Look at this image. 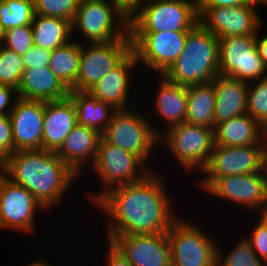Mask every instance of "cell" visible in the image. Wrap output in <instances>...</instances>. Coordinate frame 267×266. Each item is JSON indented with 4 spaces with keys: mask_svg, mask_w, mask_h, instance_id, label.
I'll list each match as a JSON object with an SVG mask.
<instances>
[{
    "mask_svg": "<svg viewBox=\"0 0 267 266\" xmlns=\"http://www.w3.org/2000/svg\"><path fill=\"white\" fill-rule=\"evenodd\" d=\"M154 170L142 180L104 193L93 205L105 215L106 241L116 236L167 233L178 219L175 201Z\"/></svg>",
    "mask_w": 267,
    "mask_h": 266,
    "instance_id": "obj_1",
    "label": "cell"
},
{
    "mask_svg": "<svg viewBox=\"0 0 267 266\" xmlns=\"http://www.w3.org/2000/svg\"><path fill=\"white\" fill-rule=\"evenodd\" d=\"M0 170L32 193L47 212L63 202L78 178L54 151L45 149L15 151L0 165Z\"/></svg>",
    "mask_w": 267,
    "mask_h": 266,
    "instance_id": "obj_2",
    "label": "cell"
},
{
    "mask_svg": "<svg viewBox=\"0 0 267 266\" xmlns=\"http://www.w3.org/2000/svg\"><path fill=\"white\" fill-rule=\"evenodd\" d=\"M219 41L199 23L188 33L184 50L163 74L182 86L212 83L219 69Z\"/></svg>",
    "mask_w": 267,
    "mask_h": 266,
    "instance_id": "obj_3",
    "label": "cell"
},
{
    "mask_svg": "<svg viewBox=\"0 0 267 266\" xmlns=\"http://www.w3.org/2000/svg\"><path fill=\"white\" fill-rule=\"evenodd\" d=\"M133 109L117 110L102 133V138L109 144L137 155L153 170L154 168H151L149 163L151 161L149 156L157 150L160 144L161 131L159 129L161 128L154 127L151 118L148 119L147 115L144 116L138 110Z\"/></svg>",
    "mask_w": 267,
    "mask_h": 266,
    "instance_id": "obj_4",
    "label": "cell"
},
{
    "mask_svg": "<svg viewBox=\"0 0 267 266\" xmlns=\"http://www.w3.org/2000/svg\"><path fill=\"white\" fill-rule=\"evenodd\" d=\"M198 23V0H147L129 32H190Z\"/></svg>",
    "mask_w": 267,
    "mask_h": 266,
    "instance_id": "obj_5",
    "label": "cell"
},
{
    "mask_svg": "<svg viewBox=\"0 0 267 266\" xmlns=\"http://www.w3.org/2000/svg\"><path fill=\"white\" fill-rule=\"evenodd\" d=\"M103 184L100 192H88L94 204L112 188L142 180L152 170L135 154L101 138L94 164L90 167ZM91 193V194H90Z\"/></svg>",
    "mask_w": 267,
    "mask_h": 266,
    "instance_id": "obj_6",
    "label": "cell"
},
{
    "mask_svg": "<svg viewBox=\"0 0 267 266\" xmlns=\"http://www.w3.org/2000/svg\"><path fill=\"white\" fill-rule=\"evenodd\" d=\"M77 30L86 44L110 42L129 34V21L109 0H80L72 34Z\"/></svg>",
    "mask_w": 267,
    "mask_h": 266,
    "instance_id": "obj_7",
    "label": "cell"
},
{
    "mask_svg": "<svg viewBox=\"0 0 267 266\" xmlns=\"http://www.w3.org/2000/svg\"><path fill=\"white\" fill-rule=\"evenodd\" d=\"M159 143L172 152L187 174L196 169L201 172L215 146L214 129L183 122L164 132Z\"/></svg>",
    "mask_w": 267,
    "mask_h": 266,
    "instance_id": "obj_8",
    "label": "cell"
},
{
    "mask_svg": "<svg viewBox=\"0 0 267 266\" xmlns=\"http://www.w3.org/2000/svg\"><path fill=\"white\" fill-rule=\"evenodd\" d=\"M172 266H216V240L193 221L178 218L167 232Z\"/></svg>",
    "mask_w": 267,
    "mask_h": 266,
    "instance_id": "obj_9",
    "label": "cell"
},
{
    "mask_svg": "<svg viewBox=\"0 0 267 266\" xmlns=\"http://www.w3.org/2000/svg\"><path fill=\"white\" fill-rule=\"evenodd\" d=\"M198 188L217 199L257 211L267 202L266 171L224 177H202Z\"/></svg>",
    "mask_w": 267,
    "mask_h": 266,
    "instance_id": "obj_10",
    "label": "cell"
},
{
    "mask_svg": "<svg viewBox=\"0 0 267 266\" xmlns=\"http://www.w3.org/2000/svg\"><path fill=\"white\" fill-rule=\"evenodd\" d=\"M87 44L89 46L81 42L80 66L74 91H88L132 51L130 33L122 39Z\"/></svg>",
    "mask_w": 267,
    "mask_h": 266,
    "instance_id": "obj_11",
    "label": "cell"
},
{
    "mask_svg": "<svg viewBox=\"0 0 267 266\" xmlns=\"http://www.w3.org/2000/svg\"><path fill=\"white\" fill-rule=\"evenodd\" d=\"M218 41L220 75L248 83L267 76L256 36L221 37Z\"/></svg>",
    "mask_w": 267,
    "mask_h": 266,
    "instance_id": "obj_12",
    "label": "cell"
},
{
    "mask_svg": "<svg viewBox=\"0 0 267 266\" xmlns=\"http://www.w3.org/2000/svg\"><path fill=\"white\" fill-rule=\"evenodd\" d=\"M138 64L163 75L184 50L189 32H129ZM150 67V68H149Z\"/></svg>",
    "mask_w": 267,
    "mask_h": 266,
    "instance_id": "obj_13",
    "label": "cell"
},
{
    "mask_svg": "<svg viewBox=\"0 0 267 266\" xmlns=\"http://www.w3.org/2000/svg\"><path fill=\"white\" fill-rule=\"evenodd\" d=\"M41 210L47 211L32 193L0 171V229L33 233Z\"/></svg>",
    "mask_w": 267,
    "mask_h": 266,
    "instance_id": "obj_14",
    "label": "cell"
},
{
    "mask_svg": "<svg viewBox=\"0 0 267 266\" xmlns=\"http://www.w3.org/2000/svg\"><path fill=\"white\" fill-rule=\"evenodd\" d=\"M258 3L229 7H198L199 24L218 38L256 36L264 24ZM260 15V16H259Z\"/></svg>",
    "mask_w": 267,
    "mask_h": 266,
    "instance_id": "obj_15",
    "label": "cell"
},
{
    "mask_svg": "<svg viewBox=\"0 0 267 266\" xmlns=\"http://www.w3.org/2000/svg\"><path fill=\"white\" fill-rule=\"evenodd\" d=\"M264 166L265 144L215 145L201 173L203 177H224L264 171Z\"/></svg>",
    "mask_w": 267,
    "mask_h": 266,
    "instance_id": "obj_16",
    "label": "cell"
},
{
    "mask_svg": "<svg viewBox=\"0 0 267 266\" xmlns=\"http://www.w3.org/2000/svg\"><path fill=\"white\" fill-rule=\"evenodd\" d=\"M111 243L132 266H172L167 233L116 236Z\"/></svg>",
    "mask_w": 267,
    "mask_h": 266,
    "instance_id": "obj_17",
    "label": "cell"
},
{
    "mask_svg": "<svg viewBox=\"0 0 267 266\" xmlns=\"http://www.w3.org/2000/svg\"><path fill=\"white\" fill-rule=\"evenodd\" d=\"M45 102L19 98L9 113L14 152L42 149Z\"/></svg>",
    "mask_w": 267,
    "mask_h": 266,
    "instance_id": "obj_18",
    "label": "cell"
},
{
    "mask_svg": "<svg viewBox=\"0 0 267 266\" xmlns=\"http://www.w3.org/2000/svg\"><path fill=\"white\" fill-rule=\"evenodd\" d=\"M137 65L139 66L136 55L132 50L88 91L98 100L109 103L116 110L130 109L127 104L129 103V94L132 92L130 88L133 86L131 73L135 67H138Z\"/></svg>",
    "mask_w": 267,
    "mask_h": 266,
    "instance_id": "obj_19",
    "label": "cell"
},
{
    "mask_svg": "<svg viewBox=\"0 0 267 266\" xmlns=\"http://www.w3.org/2000/svg\"><path fill=\"white\" fill-rule=\"evenodd\" d=\"M101 138L98 130L76 125L55 153L80 177L83 166L94 164Z\"/></svg>",
    "mask_w": 267,
    "mask_h": 266,
    "instance_id": "obj_20",
    "label": "cell"
},
{
    "mask_svg": "<svg viewBox=\"0 0 267 266\" xmlns=\"http://www.w3.org/2000/svg\"><path fill=\"white\" fill-rule=\"evenodd\" d=\"M76 125V107L70 97L45 102L42 149L56 152Z\"/></svg>",
    "mask_w": 267,
    "mask_h": 266,
    "instance_id": "obj_21",
    "label": "cell"
},
{
    "mask_svg": "<svg viewBox=\"0 0 267 266\" xmlns=\"http://www.w3.org/2000/svg\"><path fill=\"white\" fill-rule=\"evenodd\" d=\"M17 92L22 99L51 102L69 97L70 89L45 66L25 69Z\"/></svg>",
    "mask_w": 267,
    "mask_h": 266,
    "instance_id": "obj_22",
    "label": "cell"
},
{
    "mask_svg": "<svg viewBox=\"0 0 267 266\" xmlns=\"http://www.w3.org/2000/svg\"><path fill=\"white\" fill-rule=\"evenodd\" d=\"M159 81L156 96H154V115L160 117L167 126L161 135L186 121L188 87L179 85L168 80L164 75H158ZM166 122V123H165Z\"/></svg>",
    "mask_w": 267,
    "mask_h": 266,
    "instance_id": "obj_23",
    "label": "cell"
},
{
    "mask_svg": "<svg viewBox=\"0 0 267 266\" xmlns=\"http://www.w3.org/2000/svg\"><path fill=\"white\" fill-rule=\"evenodd\" d=\"M215 87L214 129L218 123L247 112L248 82L228 76L217 75L213 82Z\"/></svg>",
    "mask_w": 267,
    "mask_h": 266,
    "instance_id": "obj_24",
    "label": "cell"
},
{
    "mask_svg": "<svg viewBox=\"0 0 267 266\" xmlns=\"http://www.w3.org/2000/svg\"><path fill=\"white\" fill-rule=\"evenodd\" d=\"M214 136L215 145L265 144L264 129L248 113L218 123L214 129Z\"/></svg>",
    "mask_w": 267,
    "mask_h": 266,
    "instance_id": "obj_25",
    "label": "cell"
},
{
    "mask_svg": "<svg viewBox=\"0 0 267 266\" xmlns=\"http://www.w3.org/2000/svg\"><path fill=\"white\" fill-rule=\"evenodd\" d=\"M75 104L77 125L89 127L103 133L117 111L109 103L98 100L89 91H70Z\"/></svg>",
    "mask_w": 267,
    "mask_h": 266,
    "instance_id": "obj_26",
    "label": "cell"
},
{
    "mask_svg": "<svg viewBox=\"0 0 267 266\" xmlns=\"http://www.w3.org/2000/svg\"><path fill=\"white\" fill-rule=\"evenodd\" d=\"M34 45L50 49L69 43L72 38V22L58 17L35 15L32 20Z\"/></svg>",
    "mask_w": 267,
    "mask_h": 266,
    "instance_id": "obj_27",
    "label": "cell"
},
{
    "mask_svg": "<svg viewBox=\"0 0 267 266\" xmlns=\"http://www.w3.org/2000/svg\"><path fill=\"white\" fill-rule=\"evenodd\" d=\"M215 102L213 83L188 87L185 122L214 129Z\"/></svg>",
    "mask_w": 267,
    "mask_h": 266,
    "instance_id": "obj_28",
    "label": "cell"
},
{
    "mask_svg": "<svg viewBox=\"0 0 267 266\" xmlns=\"http://www.w3.org/2000/svg\"><path fill=\"white\" fill-rule=\"evenodd\" d=\"M80 56L81 42L77 40H71L51 51L48 67L70 91H74V84L79 73Z\"/></svg>",
    "mask_w": 267,
    "mask_h": 266,
    "instance_id": "obj_29",
    "label": "cell"
},
{
    "mask_svg": "<svg viewBox=\"0 0 267 266\" xmlns=\"http://www.w3.org/2000/svg\"><path fill=\"white\" fill-rule=\"evenodd\" d=\"M34 16L33 0H0V24L4 31L31 25Z\"/></svg>",
    "mask_w": 267,
    "mask_h": 266,
    "instance_id": "obj_30",
    "label": "cell"
},
{
    "mask_svg": "<svg viewBox=\"0 0 267 266\" xmlns=\"http://www.w3.org/2000/svg\"><path fill=\"white\" fill-rule=\"evenodd\" d=\"M239 239L231 252L227 254L225 250L223 253V248L217 246L216 266H267V263L253 251L244 235Z\"/></svg>",
    "mask_w": 267,
    "mask_h": 266,
    "instance_id": "obj_31",
    "label": "cell"
},
{
    "mask_svg": "<svg viewBox=\"0 0 267 266\" xmlns=\"http://www.w3.org/2000/svg\"><path fill=\"white\" fill-rule=\"evenodd\" d=\"M247 112L264 130L267 128V76L248 83Z\"/></svg>",
    "mask_w": 267,
    "mask_h": 266,
    "instance_id": "obj_32",
    "label": "cell"
},
{
    "mask_svg": "<svg viewBox=\"0 0 267 266\" xmlns=\"http://www.w3.org/2000/svg\"><path fill=\"white\" fill-rule=\"evenodd\" d=\"M24 70L22 55L0 45V85L18 89Z\"/></svg>",
    "mask_w": 267,
    "mask_h": 266,
    "instance_id": "obj_33",
    "label": "cell"
},
{
    "mask_svg": "<svg viewBox=\"0 0 267 266\" xmlns=\"http://www.w3.org/2000/svg\"><path fill=\"white\" fill-rule=\"evenodd\" d=\"M35 15L58 17L73 22L80 0H33Z\"/></svg>",
    "mask_w": 267,
    "mask_h": 266,
    "instance_id": "obj_34",
    "label": "cell"
},
{
    "mask_svg": "<svg viewBox=\"0 0 267 266\" xmlns=\"http://www.w3.org/2000/svg\"><path fill=\"white\" fill-rule=\"evenodd\" d=\"M33 45V31L31 25L10 28L4 33L3 46L13 50L19 55L25 54Z\"/></svg>",
    "mask_w": 267,
    "mask_h": 266,
    "instance_id": "obj_35",
    "label": "cell"
},
{
    "mask_svg": "<svg viewBox=\"0 0 267 266\" xmlns=\"http://www.w3.org/2000/svg\"><path fill=\"white\" fill-rule=\"evenodd\" d=\"M250 233L245 238L258 257L267 263V228L258 220Z\"/></svg>",
    "mask_w": 267,
    "mask_h": 266,
    "instance_id": "obj_36",
    "label": "cell"
},
{
    "mask_svg": "<svg viewBox=\"0 0 267 266\" xmlns=\"http://www.w3.org/2000/svg\"><path fill=\"white\" fill-rule=\"evenodd\" d=\"M14 153V142L9 115H0V165Z\"/></svg>",
    "mask_w": 267,
    "mask_h": 266,
    "instance_id": "obj_37",
    "label": "cell"
},
{
    "mask_svg": "<svg viewBox=\"0 0 267 266\" xmlns=\"http://www.w3.org/2000/svg\"><path fill=\"white\" fill-rule=\"evenodd\" d=\"M51 57V50L33 45L25 54L22 55V60L25 69L34 67L48 66Z\"/></svg>",
    "mask_w": 267,
    "mask_h": 266,
    "instance_id": "obj_38",
    "label": "cell"
},
{
    "mask_svg": "<svg viewBox=\"0 0 267 266\" xmlns=\"http://www.w3.org/2000/svg\"><path fill=\"white\" fill-rule=\"evenodd\" d=\"M130 21L147 0H109Z\"/></svg>",
    "mask_w": 267,
    "mask_h": 266,
    "instance_id": "obj_39",
    "label": "cell"
},
{
    "mask_svg": "<svg viewBox=\"0 0 267 266\" xmlns=\"http://www.w3.org/2000/svg\"><path fill=\"white\" fill-rule=\"evenodd\" d=\"M17 99V89L0 85V115H9Z\"/></svg>",
    "mask_w": 267,
    "mask_h": 266,
    "instance_id": "obj_40",
    "label": "cell"
},
{
    "mask_svg": "<svg viewBox=\"0 0 267 266\" xmlns=\"http://www.w3.org/2000/svg\"><path fill=\"white\" fill-rule=\"evenodd\" d=\"M107 244L108 251H105L107 253V266H132L111 242H107Z\"/></svg>",
    "mask_w": 267,
    "mask_h": 266,
    "instance_id": "obj_41",
    "label": "cell"
},
{
    "mask_svg": "<svg viewBox=\"0 0 267 266\" xmlns=\"http://www.w3.org/2000/svg\"><path fill=\"white\" fill-rule=\"evenodd\" d=\"M255 3L253 0H198V7H229Z\"/></svg>",
    "mask_w": 267,
    "mask_h": 266,
    "instance_id": "obj_42",
    "label": "cell"
},
{
    "mask_svg": "<svg viewBox=\"0 0 267 266\" xmlns=\"http://www.w3.org/2000/svg\"><path fill=\"white\" fill-rule=\"evenodd\" d=\"M261 31V27L258 29L256 34V44L260 53V57L262 58L263 64L267 69V34H264L261 38L259 37V33Z\"/></svg>",
    "mask_w": 267,
    "mask_h": 266,
    "instance_id": "obj_43",
    "label": "cell"
},
{
    "mask_svg": "<svg viewBox=\"0 0 267 266\" xmlns=\"http://www.w3.org/2000/svg\"><path fill=\"white\" fill-rule=\"evenodd\" d=\"M260 216L257 217V220H259L266 228H267V202L260 208Z\"/></svg>",
    "mask_w": 267,
    "mask_h": 266,
    "instance_id": "obj_44",
    "label": "cell"
},
{
    "mask_svg": "<svg viewBox=\"0 0 267 266\" xmlns=\"http://www.w3.org/2000/svg\"><path fill=\"white\" fill-rule=\"evenodd\" d=\"M26 266H51V265L45 262V260L42 261L41 259H39L33 262L31 261V263L26 264Z\"/></svg>",
    "mask_w": 267,
    "mask_h": 266,
    "instance_id": "obj_45",
    "label": "cell"
},
{
    "mask_svg": "<svg viewBox=\"0 0 267 266\" xmlns=\"http://www.w3.org/2000/svg\"><path fill=\"white\" fill-rule=\"evenodd\" d=\"M4 33L5 31L3 30L1 24H0V45H3L4 42Z\"/></svg>",
    "mask_w": 267,
    "mask_h": 266,
    "instance_id": "obj_46",
    "label": "cell"
},
{
    "mask_svg": "<svg viewBox=\"0 0 267 266\" xmlns=\"http://www.w3.org/2000/svg\"><path fill=\"white\" fill-rule=\"evenodd\" d=\"M264 140H265V160H267V134H264Z\"/></svg>",
    "mask_w": 267,
    "mask_h": 266,
    "instance_id": "obj_47",
    "label": "cell"
},
{
    "mask_svg": "<svg viewBox=\"0 0 267 266\" xmlns=\"http://www.w3.org/2000/svg\"><path fill=\"white\" fill-rule=\"evenodd\" d=\"M255 3L267 5V0H253Z\"/></svg>",
    "mask_w": 267,
    "mask_h": 266,
    "instance_id": "obj_48",
    "label": "cell"
},
{
    "mask_svg": "<svg viewBox=\"0 0 267 266\" xmlns=\"http://www.w3.org/2000/svg\"><path fill=\"white\" fill-rule=\"evenodd\" d=\"M264 169L266 171V175H267V160H265V166H264Z\"/></svg>",
    "mask_w": 267,
    "mask_h": 266,
    "instance_id": "obj_49",
    "label": "cell"
}]
</instances>
